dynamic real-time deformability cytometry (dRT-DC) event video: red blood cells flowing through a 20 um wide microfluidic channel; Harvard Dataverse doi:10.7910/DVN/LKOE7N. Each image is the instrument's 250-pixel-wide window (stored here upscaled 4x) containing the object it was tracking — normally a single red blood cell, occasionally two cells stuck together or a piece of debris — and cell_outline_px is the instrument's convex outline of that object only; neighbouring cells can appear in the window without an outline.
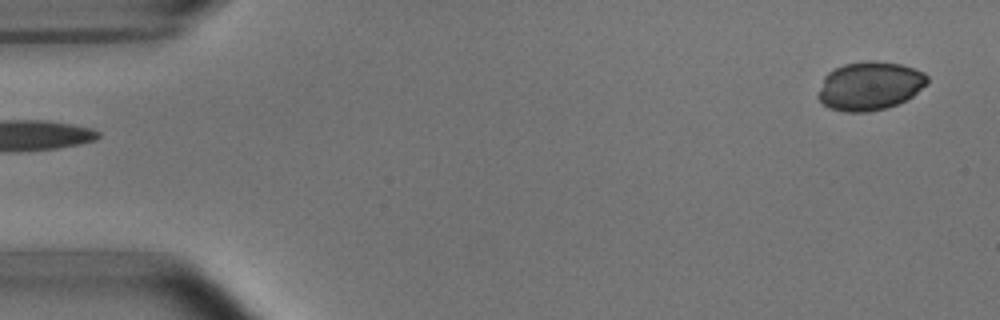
{"species": "common noctule bat (a hibernating species)", "species_latin": "Nyctalus noctula", "temperature_condition": "room temperature", "stored_images_in_passage": 5, "segment_of_instrument_passage": [2, 2], "camera_frame_rate_fps": 3000, "um_per_image_px": 0.085, "animal": {"sex": "male", "body_mass_g": 15.6}, "frame": {"image": 1, "passage_image": 5, "time_ms": 5.333, "image_size_px": [1000, 320], "cell_outline_px": [[928, 84], [912, 96], [888, 108], [868, 112], [844, 112], [828, 108], [816, 96], [824, 76], [828, 72], [844, 64], [864, 60], [876, 60], [900, 64], [924, 72], [928, 76]], "centroid_in_image_um": [73.92, 7.3], "position_along_channel_um": 11.1, "area_um2": 31.15}}